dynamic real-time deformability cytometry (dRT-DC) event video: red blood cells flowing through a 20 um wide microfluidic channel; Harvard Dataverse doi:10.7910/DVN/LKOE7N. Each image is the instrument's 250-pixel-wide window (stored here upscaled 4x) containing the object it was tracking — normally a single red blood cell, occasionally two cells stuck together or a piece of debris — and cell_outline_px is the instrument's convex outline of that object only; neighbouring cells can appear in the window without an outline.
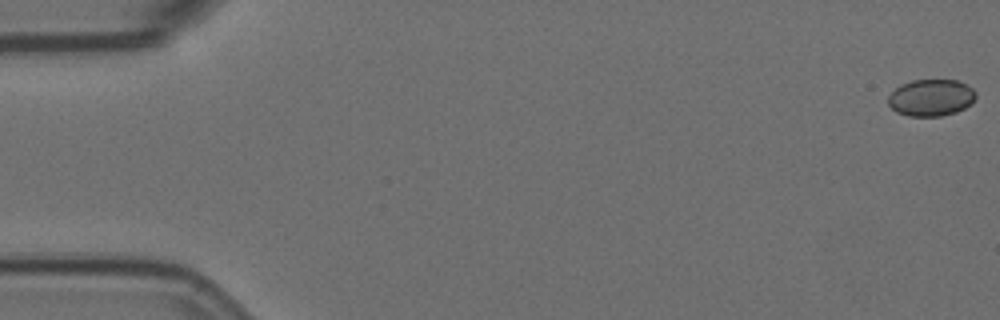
{"species": "Egyptian fruit bat (a non-hibernating species)", "species_latin": "Rousettus aegyptiacus", "temperature_condition": "room temperature", "stored_images_in_passage": 7, "camera_frame_rate_fps": 3000, "um_per_image_px": 0.085, "animal": {"sex": "female"}, "frame": {"image": 1, "passage_image": 1, "time_ms": 0.0, "image_size_px": [1000, 320], "cell_outline_px": [[976, 96], [972, 104], [956, 112], [940, 116], [908, 116], [896, 112], [888, 104], [888, 96], [900, 84], [912, 80], [956, 80], [968, 84], [976, 92]], "centroid_in_image_um": [79.15, 8.3], "position_along_channel_um": 5.9, "area_um2": 18.96}}
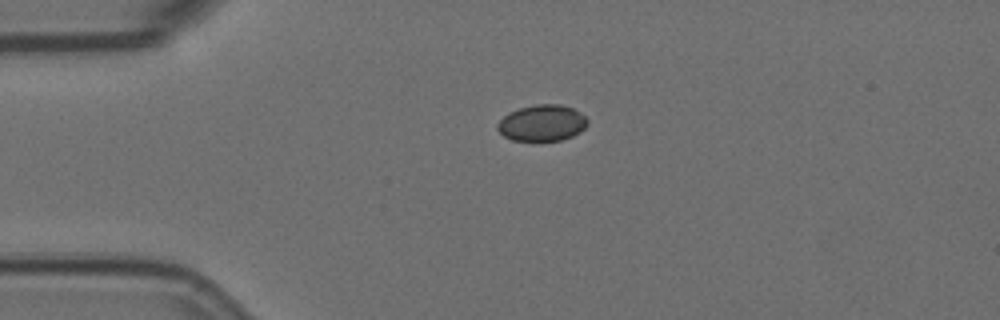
{"frame": {"image": 2, "passage_image": 5, "time_ms": 1.333, "image_size_px": [1000, 320], "cell_outline_px": [[588, 124], [580, 132], [572, 136], [560, 140], [512, 140], [504, 136], [496, 128], [496, 124], [508, 112], [520, 108], [536, 104], [560, 104], [572, 108], [584, 116], [588, 120]], "centroid_in_image_um": [46.06, 10.45], "position_along_channel_um": 38.9, "area_um2": 18.9}}
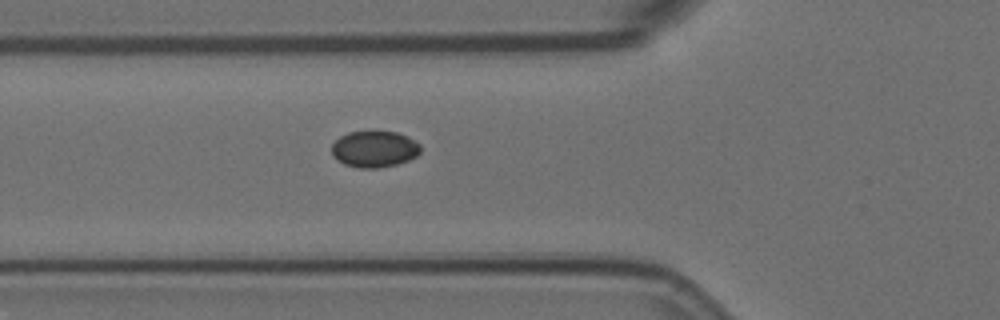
{"frame": {"image": 3, "passage_image": 7, "time_ms": 2.0, "image_size_px": [1000, 320], "cell_outline_px": [[420, 152], [416, 156], [408, 160], [396, 164], [376, 168], [360, 168], [344, 164], [332, 156], [332, 144], [340, 136], [348, 132], [372, 128], [376, 128], [396, 132], [408, 136], [420, 144]], "centroid_in_image_um": [31.81, 12.61], "position_along_channel_um": 94.0, "area_um2": 19.48}}